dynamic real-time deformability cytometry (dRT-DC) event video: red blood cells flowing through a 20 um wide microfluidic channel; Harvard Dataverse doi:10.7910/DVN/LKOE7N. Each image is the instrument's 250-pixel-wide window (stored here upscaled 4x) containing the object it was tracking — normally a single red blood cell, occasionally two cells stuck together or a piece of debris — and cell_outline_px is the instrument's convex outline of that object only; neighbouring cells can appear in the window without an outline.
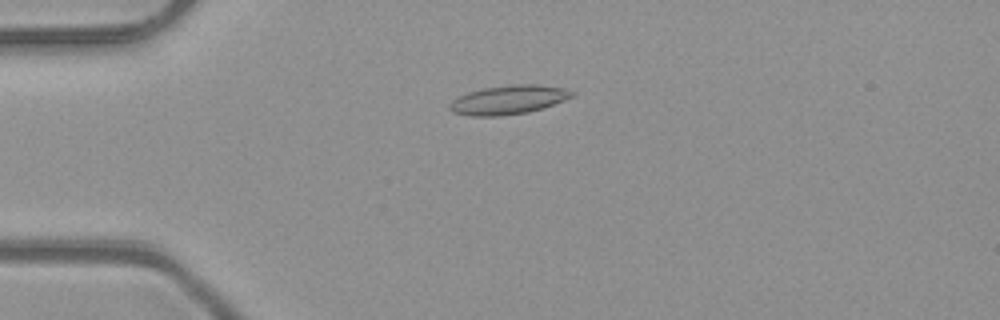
{"species": "common noctule bat (a hibernating species)", "species_latin": "Nyctalus noctula", "temperature_condition": "room temperature", "stored_images_in_passage": 47, "camera_frame_rate_fps": 3000, "um_per_image_px": 0.085, "animal": {"sex": "male", "body_mass_g": 23.1, "forearm_length_mm": 52.7}, "frame": {"image": 1, "passage_image": 9, "time_ms": 2.667, "image_size_px": [1000, 320], "cell_outline_px": [[576, 96], [528, 112], [500, 116], [468, 116], [452, 112], [448, 108], [448, 104], [452, 100], [468, 92], [484, 88], [516, 84], [540, 84], [564, 88], [576, 92]], "centroid_in_image_um": [43.21, 8.48], "position_along_channel_um": 41.8, "area_um2": 20.69}}
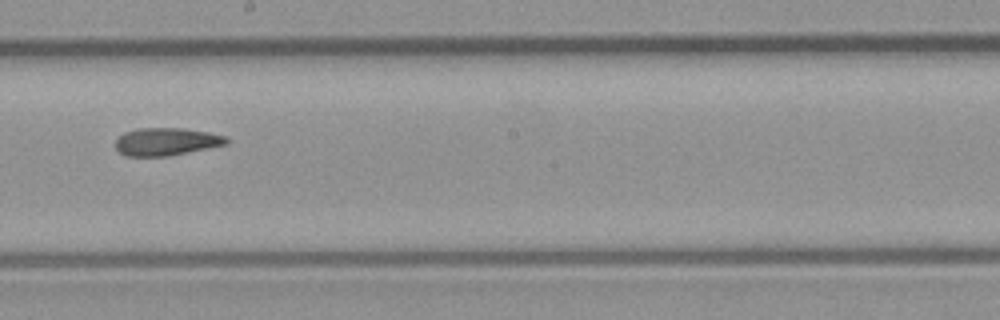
{"frame": {"image": 2, "passage_image": 25, "time_ms": 8.0, "image_size_px": [1000, 320], "cell_outline_px": [[228, 144], [168, 156], [124, 156], [116, 148], [116, 140], [124, 132], [140, 128], [184, 128], [208, 132], [228, 136]], "centroid_in_image_um": [14.16, 12.03], "position_along_channel_um": 234.0, "area_um2": 17.92}}
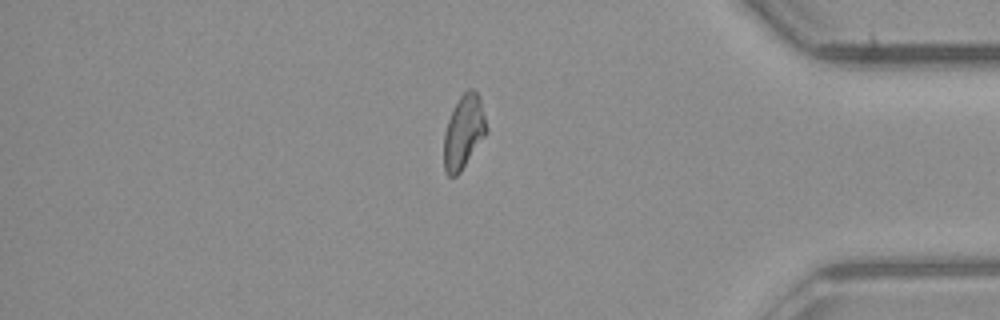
{"frame": {"image": 3, "passage_image": 39, "time_ms": 12.667, "image_size_px": [1000, 320], "cell_outline_px": [[488, 132], [460, 172], [456, 176], [448, 176], [444, 168], [444, 132], [448, 120], [460, 96], [468, 88], [472, 88], [480, 96], [488, 128]], "centroid_in_image_um": [39.43, 11.2], "position_along_channel_um": 395.8, "area_um2": 18.26}, "authors_computed_cell_mechanics": {"area_um2": 18.3804, "velocity_mm_per_s": 4.1079, "shape_relaxation_time_tau1_ms": null, "shape_relaxation_time_tau2_ms": 4.6239, "deformation_change_tau1": null, "deformation_change_tau2": 0.127}}